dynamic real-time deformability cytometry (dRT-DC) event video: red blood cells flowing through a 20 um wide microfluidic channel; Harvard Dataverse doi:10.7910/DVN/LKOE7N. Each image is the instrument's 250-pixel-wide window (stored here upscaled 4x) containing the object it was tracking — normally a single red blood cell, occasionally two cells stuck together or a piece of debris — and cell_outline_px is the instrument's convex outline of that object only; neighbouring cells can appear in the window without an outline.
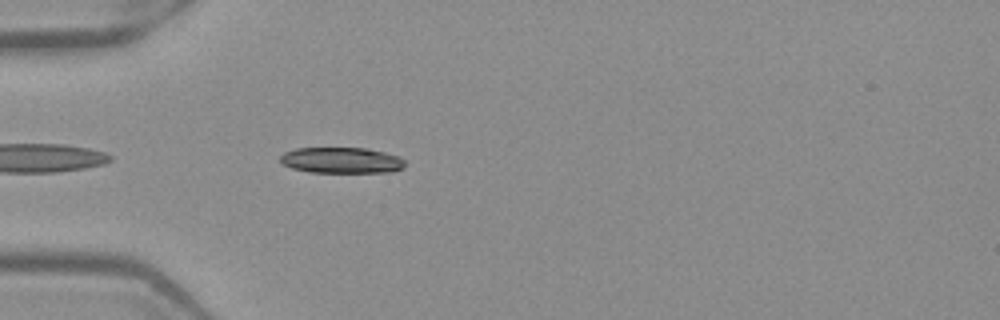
{"species": "Egyptian fruit bat (a non-hibernating species)", "species_latin": "Rousettus aegyptiacus", "temperature_condition": "warm", "stored_images_in_passage": 38, "camera_frame_rate_fps": 3000, "um_per_image_px": 0.085, "frame": {"image": 1, "passage_image": 2, "time_ms": 0.333, "image_size_px": [1000, 320], "cell_outline_px": [[404, 168], [392, 172], [308, 172], [292, 168], [284, 164], [280, 160], [280, 156], [284, 152], [296, 148], [368, 148], [400, 156], [404, 160]], "centroid_in_image_um": [29.05, 13.62], "position_along_channel_um": 56.0, "area_um2": 18.9}}
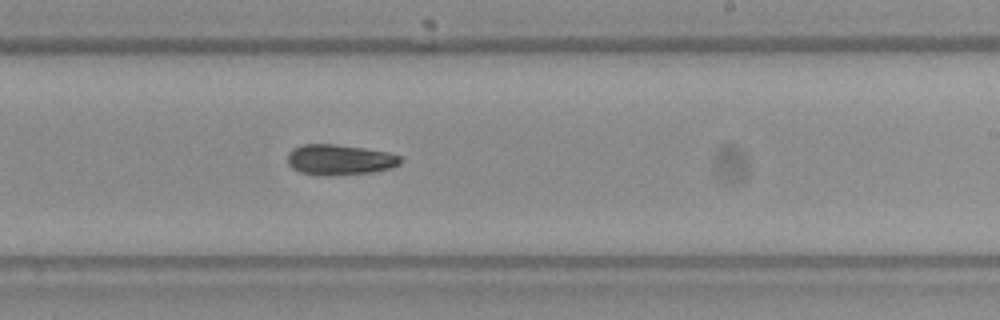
{"frame": {"image": 2, "passage_image": 18, "time_ms": 5.667, "image_size_px": [1000, 320], "cell_outline_px": [[400, 164], [392, 168], [372, 172], [328, 176], [324, 176], [300, 172], [292, 168], [288, 164], [288, 152], [292, 148], [304, 144], [332, 144], [364, 148], [388, 152], [400, 156]], "centroid_in_image_um": [28.85, 13.58], "position_along_channel_um": 260.2, "area_um2": 20.11}}
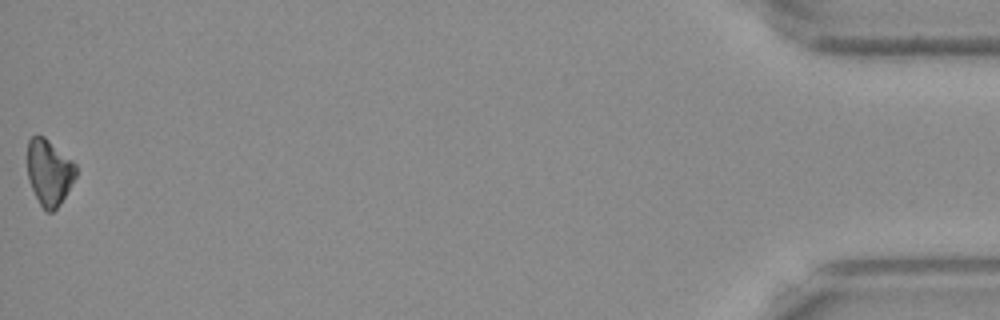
{"frame": {"image": 3, "passage_image": 38, "time_ms": 12.333, "image_size_px": [1000, 320], "cell_outline_px": [[76, 176], [60, 204], [52, 212], [48, 212], [40, 204], [28, 180], [28, 140], [32, 136], [44, 136], [72, 160], [76, 164]], "centroid_in_image_um": [4.18, 14.63], "position_along_channel_um": 431.0, "area_um2": 18.38}, "authors_computed_cell_mechanics": {"area_um2": 19.8254, "velocity_mm_per_s": 3.9639, "shape_relaxation_time_tau1_ms": 3.8567, "shape_relaxation_time_tau2_ms": null, "deformation_change_tau1": 0.1266, "deformation_change_tau2": null}}